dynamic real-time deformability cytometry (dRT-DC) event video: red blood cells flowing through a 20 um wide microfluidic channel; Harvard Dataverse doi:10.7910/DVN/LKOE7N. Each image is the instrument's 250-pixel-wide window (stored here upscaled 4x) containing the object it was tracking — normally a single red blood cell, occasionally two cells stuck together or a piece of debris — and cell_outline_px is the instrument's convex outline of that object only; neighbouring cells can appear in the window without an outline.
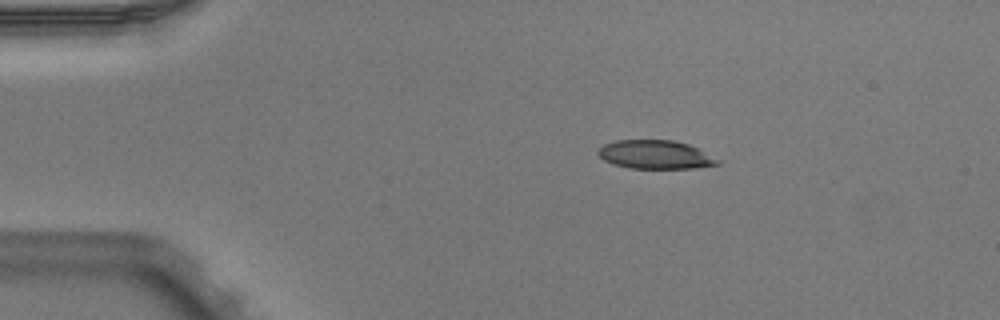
{"species": "Egyptian fruit bat (a non-hibernating species)", "species_latin": "Rousettus aegyptiacus", "temperature_condition": "warm", "stored_images_in_passage": 4, "camera_frame_rate_fps": 3000, "um_per_image_px": 0.085, "animal": {"sex": "male"}, "frame": {"image": 1, "passage_image": 3, "time_ms": 0.667, "image_size_px": [1000, 320], "cell_outline_px": [[720, 164], [692, 168], [628, 168], [612, 164], [604, 160], [596, 152], [604, 144], [616, 140], [672, 140], [688, 144], [720, 160]], "centroid_in_image_um": [55.67, 13.14], "position_along_channel_um": 29.3, "area_um2": 19.77}}